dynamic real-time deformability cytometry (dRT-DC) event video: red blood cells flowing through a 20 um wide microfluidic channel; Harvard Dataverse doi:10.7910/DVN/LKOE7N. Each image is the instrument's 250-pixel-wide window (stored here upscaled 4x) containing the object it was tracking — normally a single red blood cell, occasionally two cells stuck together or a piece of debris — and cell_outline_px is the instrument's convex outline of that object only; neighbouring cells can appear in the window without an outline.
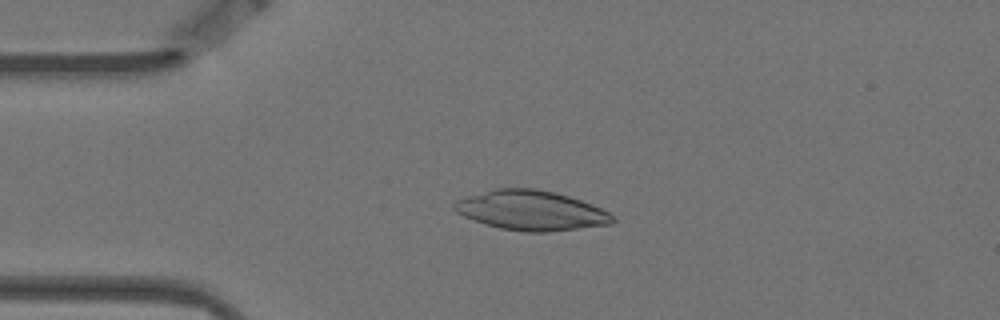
{"species": "Egyptian fruit bat (a non-hibernating species)", "species_latin": "Rousettus aegyptiacus", "temperature_condition": "warm", "stored_images_in_passage": 6, "camera_frame_rate_fps": 3000, "um_per_image_px": 0.085, "animal": {"sex": "female"}, "frame": {"image": 1, "passage_image": 4, "time_ms": 1.0, "image_size_px": [1000, 320], "cell_outline_px": [[616, 220], [612, 224], [548, 232], [524, 232], [500, 228], [484, 224], [464, 216], [456, 212], [452, 208], [452, 204], [456, 200], [468, 196], [496, 188], [536, 188], [568, 196], [592, 204], [608, 212]], "centroid_in_image_um": [45.12, 17.89], "position_along_channel_um": 39.9, "area_um2": 36.53}}